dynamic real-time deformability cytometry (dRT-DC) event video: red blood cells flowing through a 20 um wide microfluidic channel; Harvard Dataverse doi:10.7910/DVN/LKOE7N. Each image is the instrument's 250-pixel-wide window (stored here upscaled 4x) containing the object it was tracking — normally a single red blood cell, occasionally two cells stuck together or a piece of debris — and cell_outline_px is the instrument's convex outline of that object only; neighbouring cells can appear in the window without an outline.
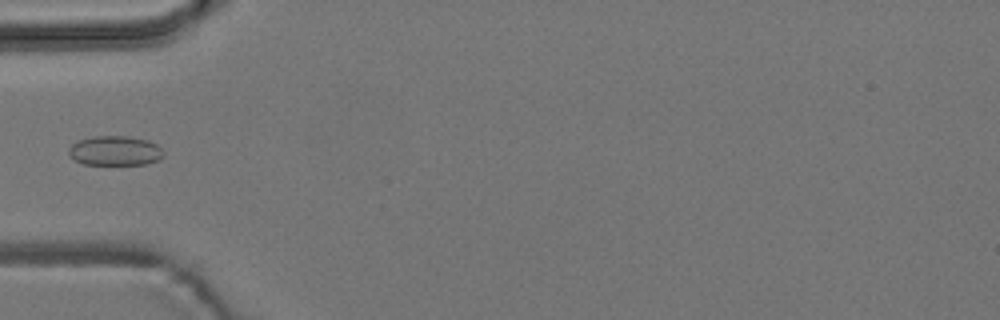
{"species": "common noctule bat (a hibernating species)", "species_latin": "Nyctalus noctula", "temperature_condition": "room temperature", "stored_images_in_passage": 6, "camera_frame_rate_fps": 3000, "um_per_image_px": 0.085, "animal": {"sex": "male", "body_mass_g": 19.2, "forearm_length_mm": 51.8}, "frame": {"image": 1, "passage_image": 5, "time_ms": 4.667, "image_size_px": [1000, 320], "cell_outline_px": [[164, 156], [160, 160], [148, 164], [84, 164], [68, 156], [68, 148], [76, 140], [92, 136], [124, 136], [148, 140], [156, 144], [164, 152]], "centroid_in_image_um": [9.77, 12.81], "position_along_channel_um": 75.2, "area_um2": 16.53}}
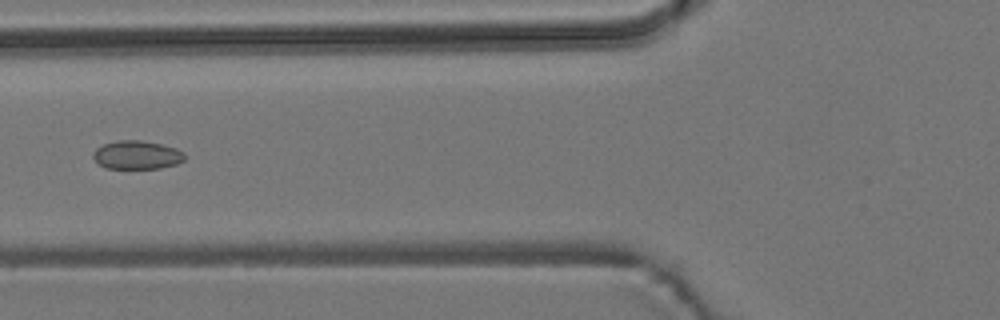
{"frame": {"image": 2, "passage_image": 6, "time_ms": 5.667, "image_size_px": [1000, 320], "cell_outline_px": [[184, 160], [176, 164], [160, 168], [104, 168], [92, 156], [92, 152], [96, 148], [104, 144], [120, 140], [140, 140], [160, 144], [176, 148], [184, 152]], "centroid_in_image_um": [11.63, 13.17], "position_along_channel_um": 114.2, "area_um2": 15.09}}